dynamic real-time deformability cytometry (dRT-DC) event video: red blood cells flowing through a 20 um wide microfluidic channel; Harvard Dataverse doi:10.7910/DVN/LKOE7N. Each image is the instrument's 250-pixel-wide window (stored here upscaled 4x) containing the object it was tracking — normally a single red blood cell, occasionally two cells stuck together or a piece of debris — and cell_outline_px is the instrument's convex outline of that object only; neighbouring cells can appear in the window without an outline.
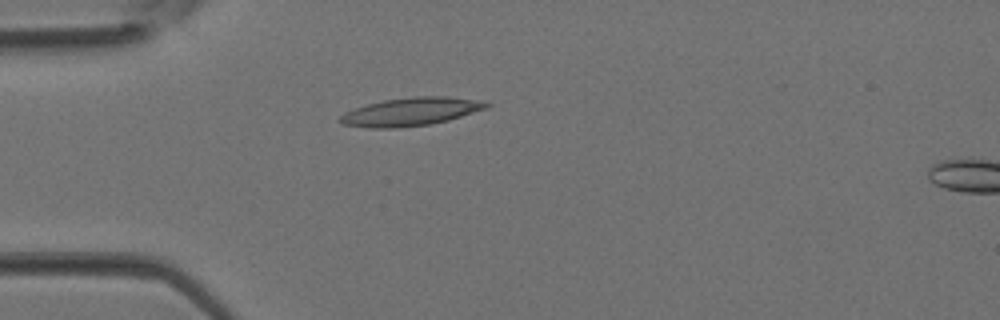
{"species": "Egyptian fruit bat (a non-hibernating species)", "species_latin": "Rousettus aegyptiacus", "temperature_condition": "room temperature", "stored_images_in_passage": 3, "camera_frame_rate_fps": 3000, "um_per_image_px": 0.085, "animal": {"sex": "female"}, "frame": {"image": 1, "passage_image": 3, "time_ms": 0.667, "image_size_px": [1000, 320], "cell_outline_px": [[492, 104], [488, 108], [448, 120], [428, 124], [396, 128], [368, 128], [344, 124], [336, 120], [344, 112], [368, 104], [384, 100], [416, 96], [444, 96], [472, 100]], "centroid_in_image_um": [34.87, 9.5], "position_along_channel_um": 50.1, "area_um2": 23.7}}